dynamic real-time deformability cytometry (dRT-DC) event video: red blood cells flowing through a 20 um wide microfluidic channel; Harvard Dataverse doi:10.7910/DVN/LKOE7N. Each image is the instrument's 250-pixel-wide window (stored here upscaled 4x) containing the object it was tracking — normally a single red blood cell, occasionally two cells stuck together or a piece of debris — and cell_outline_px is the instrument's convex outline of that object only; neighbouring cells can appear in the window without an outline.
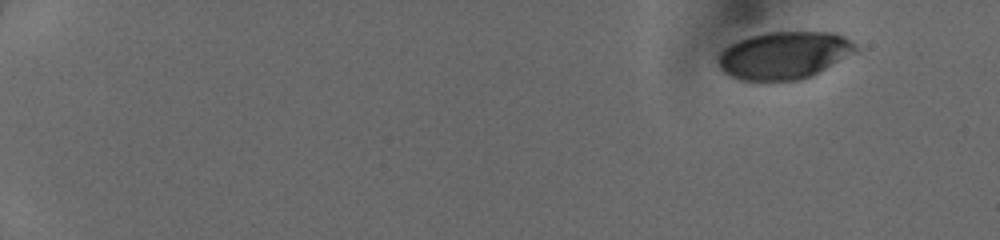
{"species": "human", "species_latin": "Homo sapiens", "temperature_condition": "cold", "stored_images_in_passage": 47, "camera_frame_rate_fps": 3000, "um_per_image_px": 0.085, "donor": {"sex": "female"}, "frame": {"image": 1, "passage_image": 1, "time_ms": 0.0, "image_size_px": [1000, 240], "cell_outline_px": [[860, 48], [856, 52], [812, 76], [800, 80], [744, 80], [732, 76], [724, 72], [720, 68], [720, 52], [728, 44], [736, 40], [748, 36], [768, 32], [832, 32], [844, 36], [856, 44]], "centroid_in_image_um": [66.68, 4.68], "position_along_channel_um": 18.3, "area_um2": 38.03}}
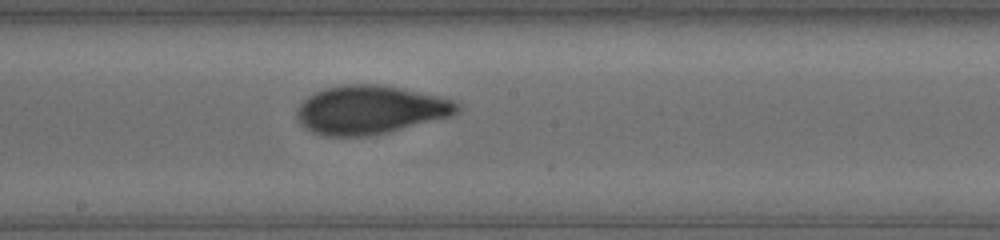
{"frame": {"image": 2, "passage_image": 27, "time_ms": 8.667, "image_size_px": [1000, 240], "cell_outline_px": [[460, 108], [452, 116], [388, 132], [368, 136], [324, 136], [312, 132], [300, 124], [296, 120], [296, 108], [308, 96], [324, 88], [340, 84], [380, 84], [440, 96], [452, 100], [460, 104]], "centroid_in_image_um": [31.44, 9.33], "position_along_channel_um": 216.8, "area_um2": 45.55}}
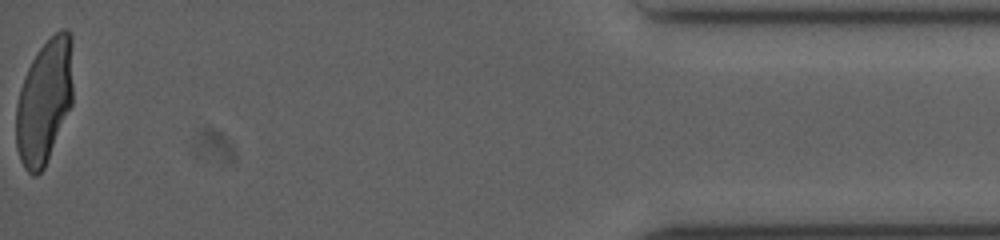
{"frame": {"image": 3, "passage_image": 47, "time_ms": 15.333, "image_size_px": [1000, 240], "cell_outline_px": [[72, 104], [44, 168], [36, 176], [32, 176], [24, 168], [20, 160], [16, 148], [16, 104], [20, 88], [24, 76], [32, 60], [40, 48], [60, 28], [68, 28], [72, 36]], "centroid_in_image_um": [3.77, 8.62], "position_along_channel_um": 431.4, "area_um2": 41.44}}